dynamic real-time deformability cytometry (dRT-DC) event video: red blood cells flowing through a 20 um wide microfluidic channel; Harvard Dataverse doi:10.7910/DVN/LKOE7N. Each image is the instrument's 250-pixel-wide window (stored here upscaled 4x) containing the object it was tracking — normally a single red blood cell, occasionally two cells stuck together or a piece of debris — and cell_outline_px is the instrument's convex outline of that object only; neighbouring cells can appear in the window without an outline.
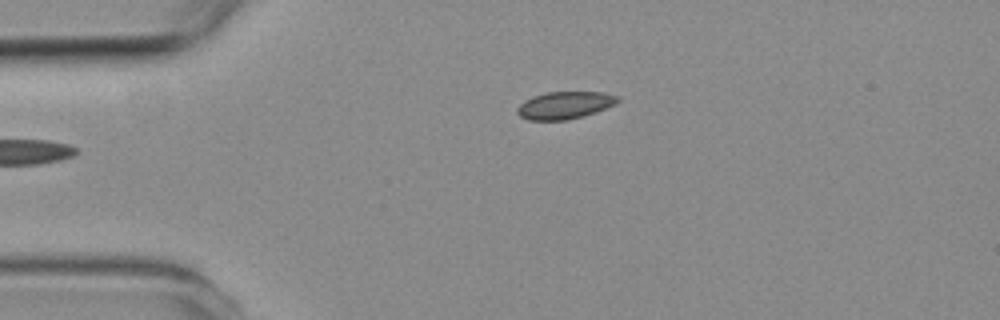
{"species": "common noctule bat (a hibernating species)", "species_latin": "Nyctalus noctula", "temperature_condition": "room temperature", "stored_images_in_passage": 2, "camera_frame_rate_fps": 3000, "um_per_image_px": 0.085, "animal": {"sex": "female", "body_mass_g": 19.3, "forearm_length_mm": 54.1}, "frame": {"image": 1, "passage_image": 2, "time_ms": 1.667, "image_size_px": [1000, 320], "cell_outline_px": [[620, 100], [616, 104], [568, 120], [528, 120], [520, 116], [516, 112], [516, 108], [524, 100], [532, 96], [548, 92], [604, 92], [620, 96]], "centroid_in_image_um": [47.98, 8.93], "position_along_channel_um": 37.0, "area_um2": 15.95}}